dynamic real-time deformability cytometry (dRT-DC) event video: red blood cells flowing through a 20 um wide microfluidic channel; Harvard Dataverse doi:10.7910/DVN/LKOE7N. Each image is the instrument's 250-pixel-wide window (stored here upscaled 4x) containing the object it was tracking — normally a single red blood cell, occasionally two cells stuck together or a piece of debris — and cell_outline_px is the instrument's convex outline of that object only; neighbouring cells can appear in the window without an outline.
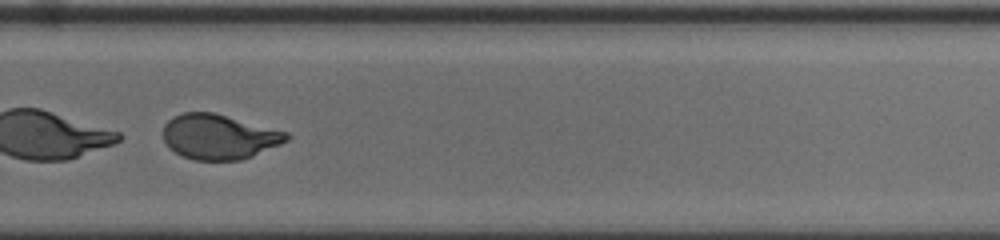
{"species": "human", "species_latin": "Homo sapiens", "temperature_condition": "cold", "stored_images_in_passage": 57, "segment_of_instrument_passage": [2, 2], "camera_frame_rate_fps": 3000, "um_per_image_px": 0.085, "donor": {"sex": "female"}, "frame": {"image": 1, "passage_image": 40, "time_ms": 13.0, "image_size_px": [1000, 240], "cell_outline_px": [[292, 136], [288, 140], [280, 144], [252, 156], [240, 160], [192, 160], [168, 148], [164, 140], [164, 124], [172, 116], [184, 112], [212, 112], [288, 132]], "centroid_in_image_um": [18.61, 11.62], "position_along_channel_um": 311.2, "area_um2": 32.25}}